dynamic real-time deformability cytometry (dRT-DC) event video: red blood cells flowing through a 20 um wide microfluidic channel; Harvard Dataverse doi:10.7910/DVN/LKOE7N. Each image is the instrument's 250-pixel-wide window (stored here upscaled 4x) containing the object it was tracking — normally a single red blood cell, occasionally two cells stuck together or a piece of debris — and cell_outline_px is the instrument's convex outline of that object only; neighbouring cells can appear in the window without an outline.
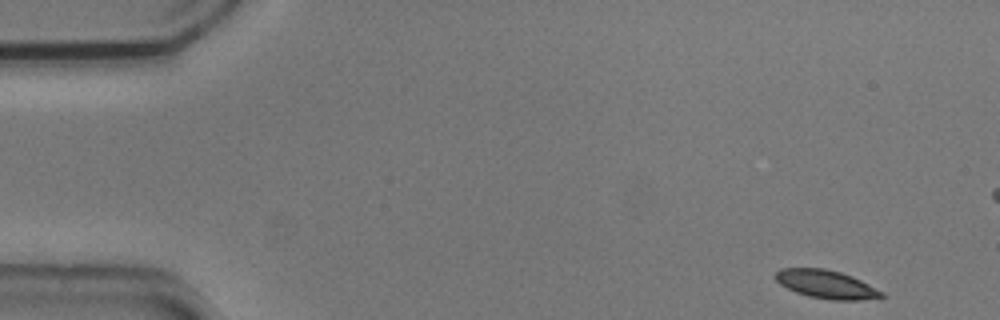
{"species": "common noctule bat (a hibernating species)", "species_latin": "Nyctalus noctula", "temperature_condition": "cold", "stored_images_in_passage": 6, "camera_frame_rate_fps": 3000, "um_per_image_px": 0.085, "animal": {"sex": "male", "body_mass_g": 20.5, "forearm_length_mm": 52.5}, "frame": {"image": 1, "passage_image": 1, "time_ms": 0.0, "image_size_px": [1000, 320], "cell_outline_px": [[884, 296], [860, 300], [832, 300], [808, 296], [796, 292], [780, 284], [776, 280], [776, 272], [780, 268], [824, 268], [840, 272], [852, 276], [884, 292]], "centroid_in_image_um": [70.22, 24.16], "position_along_channel_um": 14.8, "area_um2": 17.34}}